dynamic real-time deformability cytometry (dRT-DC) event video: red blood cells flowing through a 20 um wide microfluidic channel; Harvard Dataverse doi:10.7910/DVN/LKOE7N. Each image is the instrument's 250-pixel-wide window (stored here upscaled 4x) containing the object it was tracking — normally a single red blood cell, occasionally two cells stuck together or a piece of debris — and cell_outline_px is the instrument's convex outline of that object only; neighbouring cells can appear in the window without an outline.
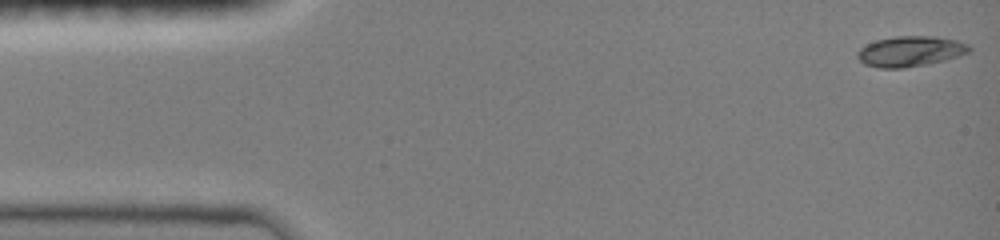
{"species": "common noctule bat (a hibernating species)", "species_latin": "Nyctalus noctula", "temperature_condition": "room temperature", "stored_images_in_passage": 47, "camera_frame_rate_fps": 3000, "um_per_image_px": 0.085, "animal": {"sex": "female", "body_mass_g": 19.0, "forearm_length_mm": 51.5}, "frame": {"image": 1, "passage_image": 1, "time_ms": 0.0, "image_size_px": [1000, 240], "cell_outline_px": [[972, 48], [968, 52], [944, 60], [904, 68], [880, 68], [864, 64], [856, 56], [856, 52], [860, 48], [876, 40], [896, 36], [932, 36], [956, 40], [968, 44]], "centroid_in_image_um": [77.34, 4.36], "position_along_channel_um": 7.7, "area_um2": 19.59}}
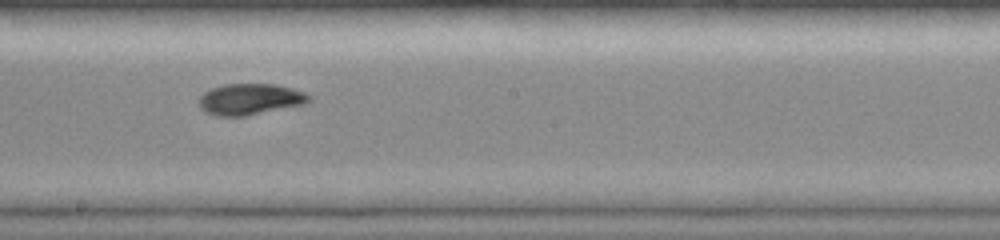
{"frame": {"image": 2, "passage_image": 26, "time_ms": 8.333, "image_size_px": [1000, 240], "cell_outline_px": [[312, 100], [304, 104], [244, 116], [216, 116], [204, 112], [200, 108], [200, 96], [204, 92], [212, 88], [224, 84], [276, 84], [292, 88], [304, 92], [312, 96]], "centroid_in_image_um": [21.26, 8.43], "position_along_channel_um": 226.9, "area_um2": 20.0}}
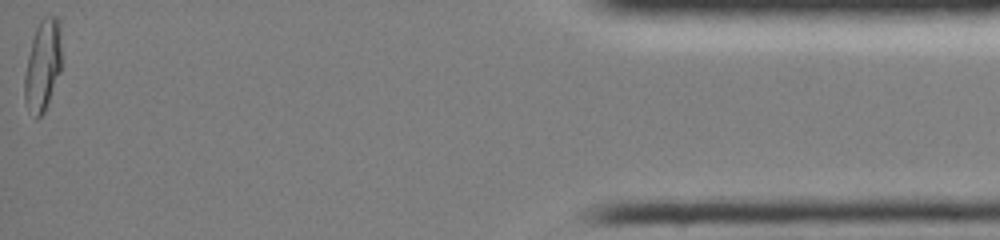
{"frame": {"image": 3, "passage_image": 47, "time_ms": 15.333, "image_size_px": [1000, 240], "cell_outline_px": [[60, 72], [48, 104], [44, 112], [36, 120], [24, 100], [24, 76], [28, 56], [32, 40], [36, 28], [40, 20], [44, 16], [56, 16], [60, 20]], "centroid_in_image_um": [3.63, 5.55], "position_along_channel_um": 431.6, "area_um2": 19.59}, "authors_computed_cell_mechanics": {"area_um2": 19.1318, "velocity_mm_per_s": 4.0578, "shape_relaxation_time_tau1_ms": 8.0602, "shape_relaxation_time_tau2_ms": 1.5689, "deformation_change_tau1": 0.2678, "deformation_change_tau2": 0.0483}}